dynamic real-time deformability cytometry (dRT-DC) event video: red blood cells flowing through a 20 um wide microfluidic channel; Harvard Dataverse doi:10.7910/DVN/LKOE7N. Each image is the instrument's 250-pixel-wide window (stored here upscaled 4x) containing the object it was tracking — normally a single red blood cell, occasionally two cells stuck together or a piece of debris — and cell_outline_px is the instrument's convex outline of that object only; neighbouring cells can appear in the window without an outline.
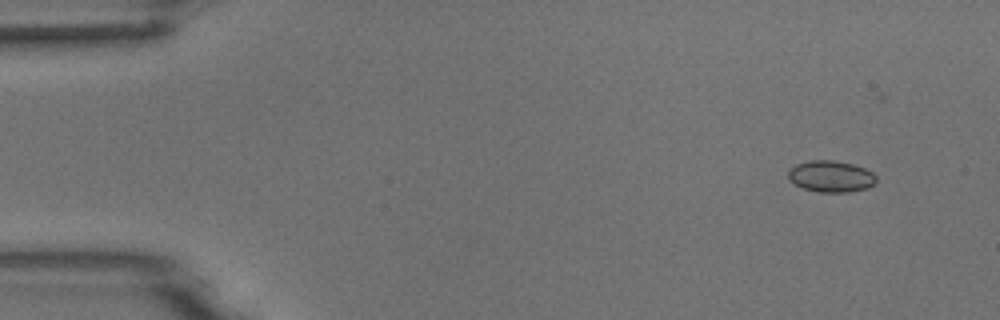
{"species": "common noctule bat (a hibernating species)", "species_latin": "Nyctalus noctula", "temperature_condition": "room temperature", "stored_images_in_passage": 7, "camera_frame_rate_fps": 3000, "um_per_image_px": 0.085, "animal": {"sex": "male", "body_mass_g": 18.8}, "frame": {"image": 1, "passage_image": 1, "time_ms": 0.0, "image_size_px": [1000, 320], "cell_outline_px": [[876, 180], [868, 188], [848, 192], [816, 192], [804, 188], [796, 184], [788, 176], [788, 172], [796, 164], [808, 160], [832, 160], [852, 164], [864, 168], [872, 172], [876, 176]], "centroid_in_image_um": [70.64, 14.99], "position_along_channel_um": 14.4, "area_um2": 15.95}}
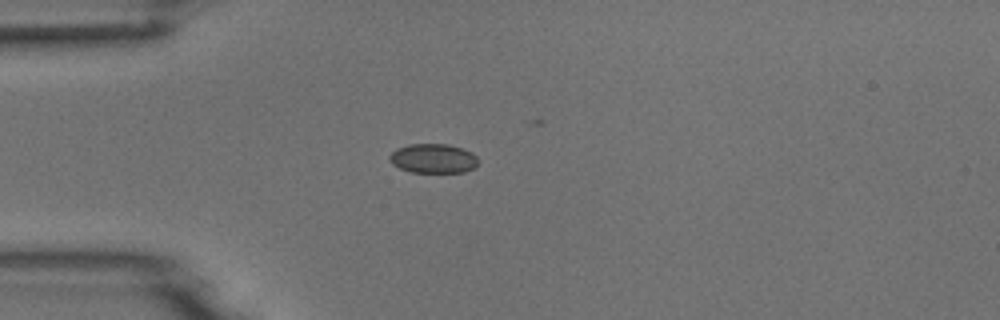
{"frame": {"image": 2, "passage_image": 4, "time_ms": 3.333, "image_size_px": [1000, 320], "cell_outline_px": [[480, 160], [472, 168], [464, 172], [412, 172], [400, 168], [392, 164], [388, 156], [396, 148], [408, 144], [448, 144], [472, 152]], "centroid_in_image_um": [36.81, 13.46], "position_along_channel_um": 48.2, "area_um2": 15.14}}